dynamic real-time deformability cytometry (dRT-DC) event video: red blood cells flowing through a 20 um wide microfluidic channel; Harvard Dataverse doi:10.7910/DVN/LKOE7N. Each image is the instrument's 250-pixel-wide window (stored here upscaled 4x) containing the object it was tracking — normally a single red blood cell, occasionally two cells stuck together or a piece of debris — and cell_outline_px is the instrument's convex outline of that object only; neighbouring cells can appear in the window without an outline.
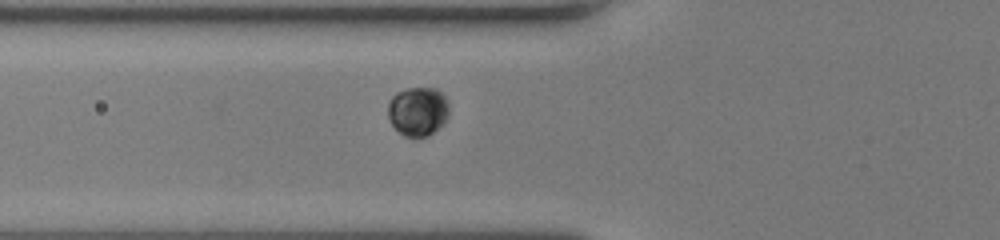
{"species": "human", "species_latin": "Homo sapiens", "temperature_condition": "room temperature", "stored_images_in_passage": 37, "camera_frame_rate_fps": 3000, "um_per_image_px": 0.085, "donor": {"sex": "female"}, "frame": {"image": 1, "passage_image": 5, "time_ms": 1.333, "image_size_px": [1000, 240], "cell_outline_px": [[448, 112], [444, 120], [428, 136], [404, 136], [392, 124], [388, 116], [388, 104], [392, 96], [396, 92], [408, 88], [436, 88], [444, 96], [448, 104]], "centroid_in_image_um": [35.49, 9.43], "position_along_channel_um": 90.3, "area_um2": 17.05}}
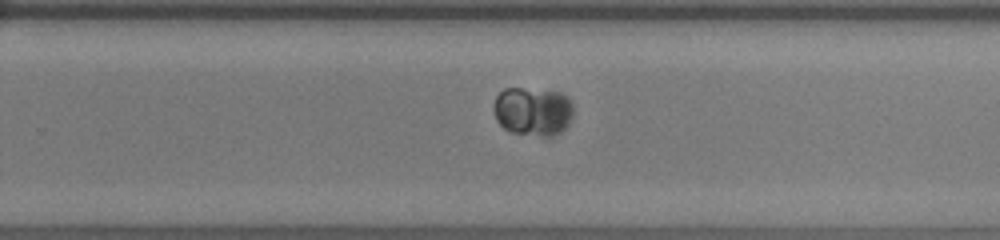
{"frame": {"image": 2, "passage_image": 20, "time_ms": 6.333, "image_size_px": [1000, 240], "cell_outline_px": [[572, 116], [568, 124], [560, 132], [548, 136], [544, 136], [512, 132], [504, 128], [496, 120], [496, 96], [504, 88], [520, 88], [560, 92], [568, 96], [572, 104]], "centroid_in_image_um": [45.32, 9.45], "position_along_channel_um": 284.5, "area_um2": 22.25}}
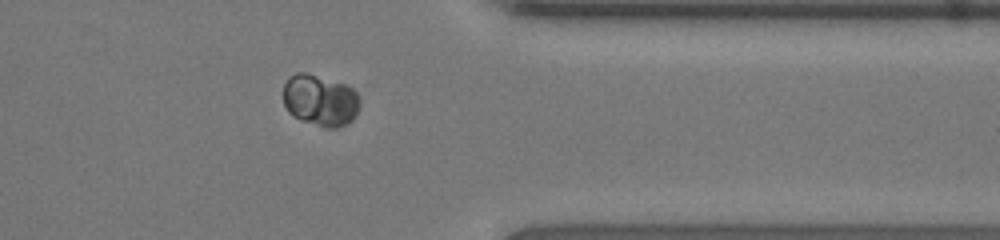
{"frame": {"image": 3, "passage_image": 28, "time_ms": 9.0, "image_size_px": [1000, 240], "cell_outline_px": [[360, 104], [352, 120], [348, 124], [336, 128], [324, 128], [300, 120], [292, 116], [288, 112], [284, 104], [284, 84], [296, 72], [308, 72], [344, 84], [352, 88], [360, 96]], "centroid_in_image_um": [27.22, 8.54], "position_along_channel_um": 384.2, "area_um2": 23.18}}